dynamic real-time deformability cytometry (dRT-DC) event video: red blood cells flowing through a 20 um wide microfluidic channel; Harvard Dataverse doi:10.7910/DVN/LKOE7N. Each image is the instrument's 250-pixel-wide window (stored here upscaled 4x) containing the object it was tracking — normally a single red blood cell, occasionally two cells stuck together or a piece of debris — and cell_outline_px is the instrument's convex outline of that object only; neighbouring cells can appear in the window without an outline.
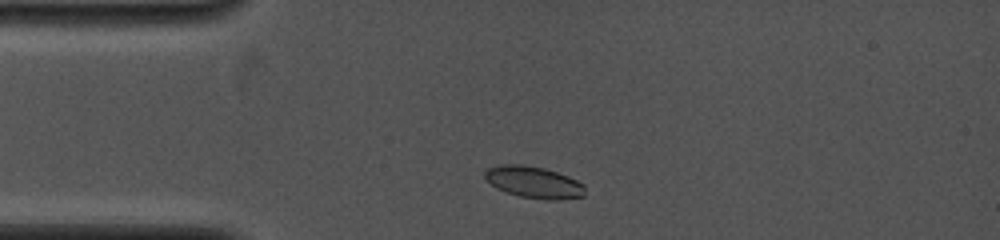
{"species": "common noctule bat (a hibernating species)", "species_latin": "Nyctalus noctula", "temperature_condition": "cold", "stored_images_in_passage": 46, "camera_frame_rate_fps": 4000, "um_per_image_px": 0.085, "animal": {"sex": "female", "body_mass_g": 19.0, "forearm_length_mm": 53.3}, "frame": {"image": 1, "passage_image": 4, "time_ms": 0.75, "image_size_px": [1000, 240], "cell_outline_px": [[584, 196], [560, 200], [548, 200], [520, 196], [496, 188], [484, 176], [484, 172], [488, 168], [500, 164], [524, 164], [544, 168], [568, 176], [584, 184]], "centroid_in_image_um": [45.38, 15.48], "position_along_channel_um": 39.6, "area_um2": 18.44}}
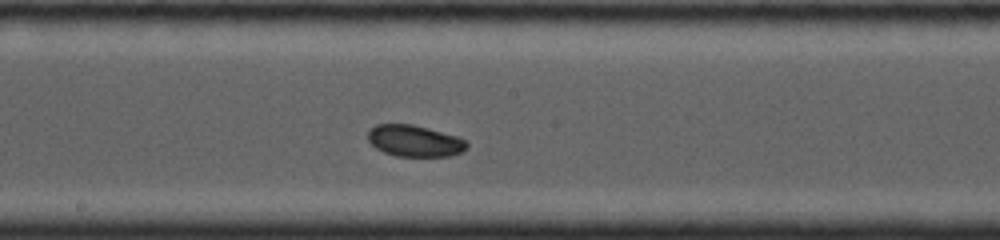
{"frame": {"image": 2, "passage_image": 23, "time_ms": 5.5, "image_size_px": [1000, 240], "cell_outline_px": [[468, 148], [452, 156], [396, 156], [384, 152], [376, 148], [368, 140], [368, 132], [376, 124], [412, 124], [428, 128], [456, 136], [464, 140], [468, 144]], "centroid_in_image_um": [35.24, 11.98], "position_along_channel_um": 213.0, "area_um2": 18.03}}
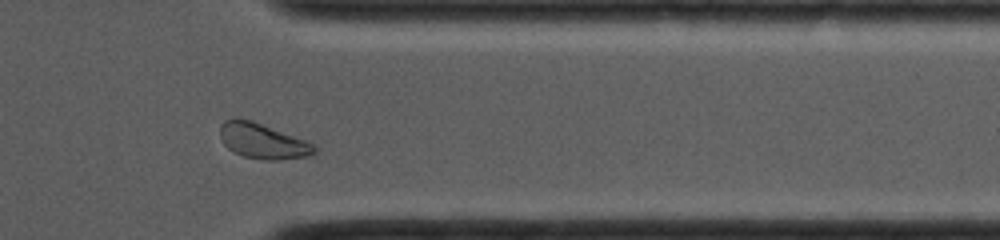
{"frame": {"image": 3, "passage_image": 40, "time_ms": 9.75, "image_size_px": [1000, 240], "cell_outline_px": [[320, 148], [312, 156], [280, 160], [264, 160], [244, 156], [232, 152], [224, 144], [220, 136], [220, 124], [224, 120], [252, 120], [316, 144]], "centroid_in_image_um": [22.4, 12.02], "position_along_channel_um": 389.0, "area_um2": 19.54}, "authors_computed_cell_mechanics": {"area_um2": 18.3804, "velocity_mm_per_s": 4.1301, "shape_relaxation_time_tau1_ms": 6.2807, "shape_relaxation_time_tau2_ms": null, "deformation_change_tau1": 0.1044, "deformation_change_tau2": null}}